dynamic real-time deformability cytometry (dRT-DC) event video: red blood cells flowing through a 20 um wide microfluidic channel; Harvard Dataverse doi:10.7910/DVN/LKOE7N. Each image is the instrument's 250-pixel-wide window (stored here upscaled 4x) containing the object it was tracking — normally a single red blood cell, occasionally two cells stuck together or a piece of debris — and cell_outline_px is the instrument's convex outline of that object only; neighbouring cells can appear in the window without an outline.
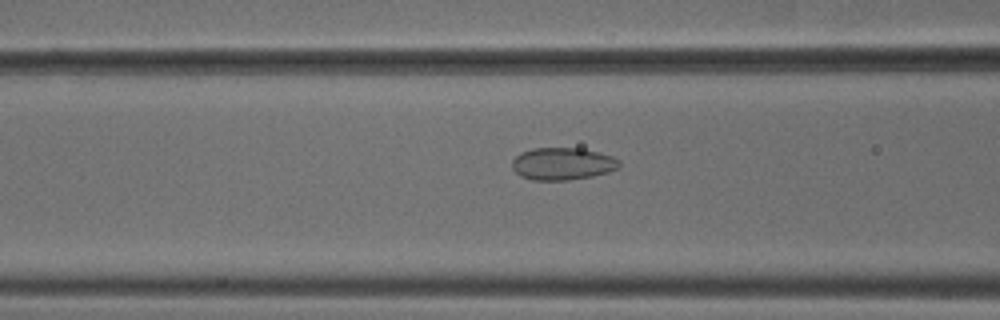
{"species": "common noctule bat (a hibernating species)", "species_latin": "Nyctalus noctula", "temperature_condition": "cold", "stored_images_in_passage": 53, "camera_frame_rate_fps": 3000, "um_per_image_px": 0.085, "animal": {"sex": "male", "body_mass_g": 18.8}, "frame": {"image": 1, "passage_image": 21, "time_ms": 6.667, "image_size_px": [1000, 320], "cell_outline_px": [[620, 168], [608, 172], [592, 176], [568, 180], [532, 180], [520, 176], [512, 168], [512, 160], [520, 152], [532, 148], [580, 148], [600, 152], [612, 156], [620, 160]], "centroid_in_image_um": [47.82, 13.91], "position_along_channel_um": 118.8, "area_um2": 20.4}}
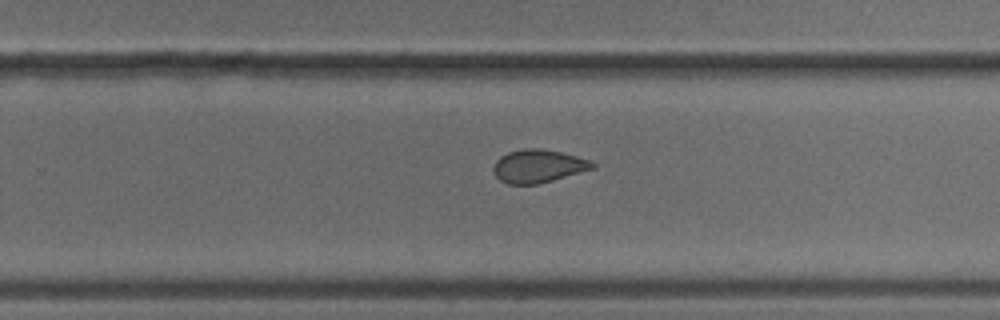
{"frame": {"image": 2, "passage_image": 34, "time_ms": 11.0, "image_size_px": [1000, 320], "cell_outline_px": [[596, 168], [552, 180], [536, 184], [508, 184], [500, 180], [496, 176], [492, 168], [496, 160], [500, 156], [508, 152], [524, 148], [540, 148], [560, 152], [576, 156], [588, 160], [596, 164]], "centroid_in_image_um": [45.73, 14.11], "position_along_channel_um": 284.1, "area_um2": 19.02}}
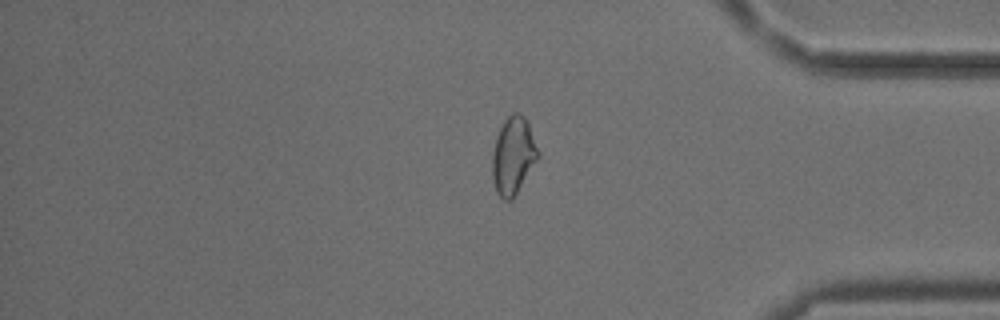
{"frame": {"image": 3, "passage_image": 44, "time_ms": 14.333, "image_size_px": [1000, 320], "cell_outline_px": [[540, 156], [512, 200], [504, 200], [496, 192], [492, 176], [492, 152], [496, 136], [504, 120], [512, 112], [520, 112], [528, 120], [540, 152]], "centroid_in_image_um": [43.64, 13.19], "position_along_channel_um": 391.6, "area_um2": 20.98}, "authors_computed_cell_mechanics": {"area_um2": 20.5768, "velocity_mm_per_s": 3.8125, "shape_relaxation_time_tau1_ms": null, "shape_relaxation_time_tau2_ms": 1.5568, "deformation_change_tau1": null, "deformation_change_tau2": 0.0612}}